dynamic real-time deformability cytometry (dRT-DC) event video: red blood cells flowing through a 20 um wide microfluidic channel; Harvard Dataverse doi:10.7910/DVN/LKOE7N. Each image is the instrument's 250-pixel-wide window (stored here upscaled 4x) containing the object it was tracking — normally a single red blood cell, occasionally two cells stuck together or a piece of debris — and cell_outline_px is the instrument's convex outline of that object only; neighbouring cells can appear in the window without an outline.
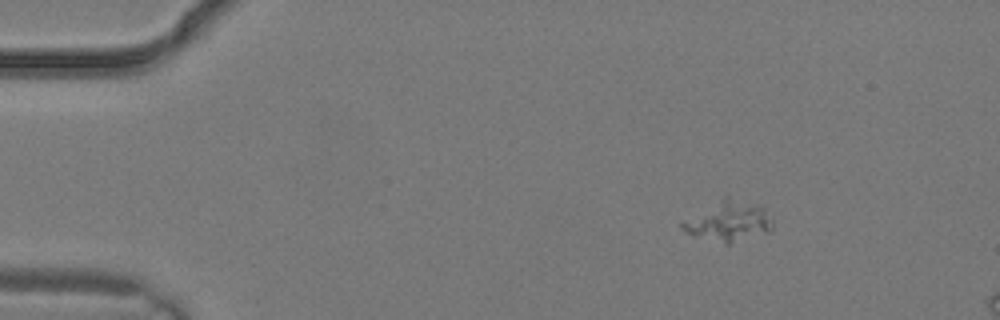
{"species": "common noctule bat (a hibernating species)", "species_latin": "Nyctalus noctula", "temperature_condition": "warm", "stored_images_in_passage": 2, "camera_frame_rate_fps": 3000, "um_per_image_px": 0.085, "animal": {"sex": "male", "body_mass_g": 19.2, "forearm_length_mm": 51.8}, "frame": {"image": 1, "passage_image": 1, "time_ms": 0.0, "image_size_px": [1000, 320], "cell_outline_px": [[772, 228], [768, 232], [728, 244], [688, 232], [680, 228], [680, 224], [724, 196], [728, 196], [756, 204], [764, 208], [772, 220]], "centroid_in_image_um": [61.99, 18.78], "position_along_channel_um": 23.0, "area_um2": 20.35}}